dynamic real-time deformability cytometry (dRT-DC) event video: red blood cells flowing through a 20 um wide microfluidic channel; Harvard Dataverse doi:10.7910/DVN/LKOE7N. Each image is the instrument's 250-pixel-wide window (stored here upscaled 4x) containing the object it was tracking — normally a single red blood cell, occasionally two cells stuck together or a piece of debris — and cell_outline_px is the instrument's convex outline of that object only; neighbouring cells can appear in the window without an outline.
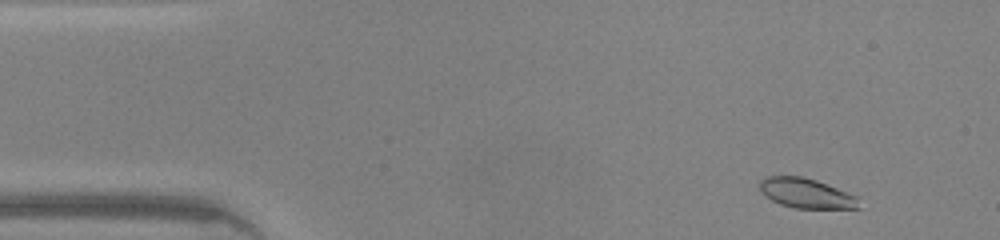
{"species": "common noctule bat (a hibernating species)", "species_latin": "Nyctalus noctula", "temperature_condition": "warm", "stored_images_in_passage": 45, "camera_frame_rate_fps": 3000, "um_per_image_px": 0.085, "animal": {"sex": "male", "body_mass_g": 20.0, "forearm_length_mm": 53.3}, "frame": {"image": 1, "passage_image": 3, "time_ms": 0.667, "image_size_px": [1000, 240], "cell_outline_px": [[860, 208], [796, 208], [780, 204], [772, 200], [760, 192], [760, 180], [764, 176], [800, 176], [816, 180], [856, 196]], "centroid_in_image_um": [68.47, 16.42], "position_along_channel_um": 16.5, "area_um2": 16.99}}
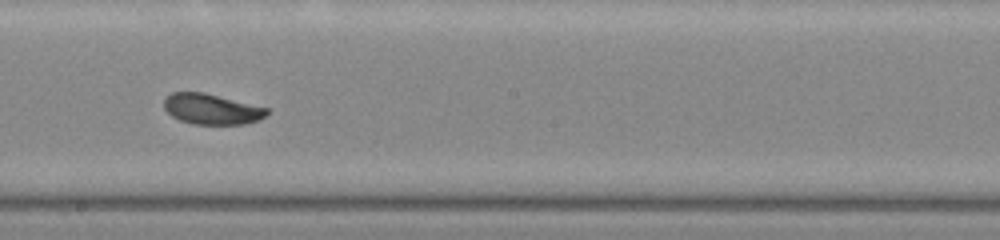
{"frame": {"image": 2, "passage_image": 24, "time_ms": 7.667, "image_size_px": [1000, 240], "cell_outline_px": [[268, 112], [260, 120], [244, 124], [192, 124], [180, 120], [172, 116], [164, 108], [164, 96], [172, 92], [204, 92], [268, 108]], "centroid_in_image_um": [17.96, 9.27], "position_along_channel_um": 230.2, "area_um2": 18.32}}
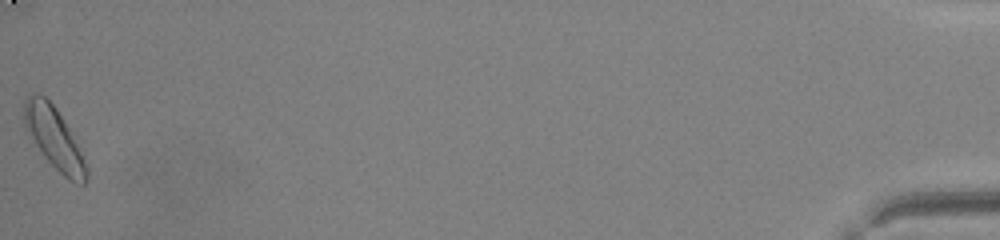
{"frame": {"image": 3, "passage_image": 45, "time_ms": 14.667, "image_size_px": [1000, 240], "cell_outline_px": [[88, 176], [84, 184], [76, 184], [68, 180], [44, 156], [24, 128], [24, 100], [32, 92], [44, 96], [56, 108], [68, 128], [88, 164]], "centroid_in_image_um": [4.61, 11.76], "position_along_channel_um": 430.6, "area_um2": 22.14}, "authors_computed_cell_mechanics": {"area_um2": 18.4382, "velocity_mm_per_s": 4.356, "shape_relaxation_time_tau1_ms": 2.3527, "shape_relaxation_time_tau2_ms": null, "deformation_change_tau1": 0.106, "deformation_change_tau2": null}}